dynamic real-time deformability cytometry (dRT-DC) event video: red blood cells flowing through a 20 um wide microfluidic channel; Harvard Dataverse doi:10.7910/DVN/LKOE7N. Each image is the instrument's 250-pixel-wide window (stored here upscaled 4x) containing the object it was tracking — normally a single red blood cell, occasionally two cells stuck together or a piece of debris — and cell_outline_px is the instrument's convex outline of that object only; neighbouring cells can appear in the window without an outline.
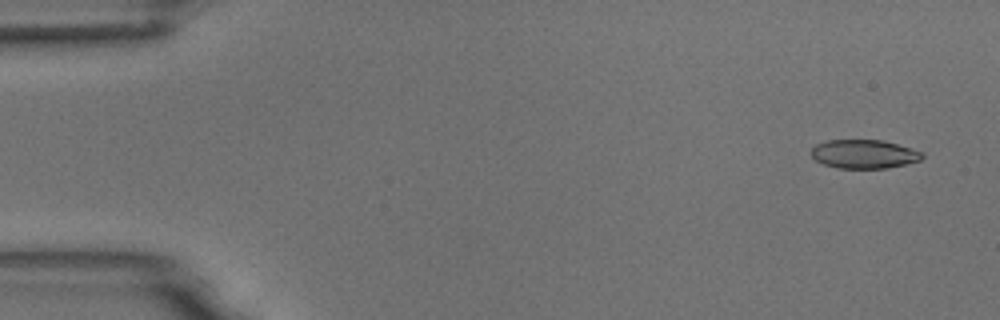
{"species": "common noctule bat (a hibernating species)", "species_latin": "Nyctalus noctula", "temperature_condition": "room temperature", "stored_images_in_passage": 8, "camera_frame_rate_fps": 3000, "um_per_image_px": 0.085, "animal": {"sex": "male", "body_mass_g": 18.8}, "frame": {"image": 1, "passage_image": 1, "time_ms": 0.0, "image_size_px": [1000, 320], "cell_outline_px": [[924, 156], [920, 160], [888, 168], [840, 168], [824, 164], [816, 160], [812, 156], [812, 148], [816, 144], [828, 140], [880, 140], [912, 148], [924, 152]], "centroid_in_image_um": [73.46, 13.09], "position_along_channel_um": 11.5, "area_um2": 18.44}}
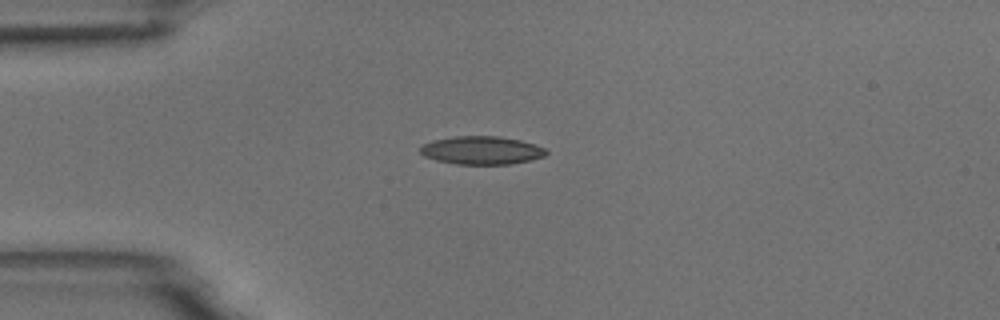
{"frame": {"image": 2, "passage_image": 4, "time_ms": 1.0, "image_size_px": [1000, 320], "cell_outline_px": [[548, 152], [544, 156], [532, 160], [508, 164], [456, 164], [436, 160], [424, 156], [420, 152], [420, 148], [424, 144], [432, 140], [456, 136], [500, 136], [520, 140], [536, 144], [544, 148]], "centroid_in_image_um": [40.95, 12.77], "position_along_channel_um": 44.1, "area_um2": 20.69}}